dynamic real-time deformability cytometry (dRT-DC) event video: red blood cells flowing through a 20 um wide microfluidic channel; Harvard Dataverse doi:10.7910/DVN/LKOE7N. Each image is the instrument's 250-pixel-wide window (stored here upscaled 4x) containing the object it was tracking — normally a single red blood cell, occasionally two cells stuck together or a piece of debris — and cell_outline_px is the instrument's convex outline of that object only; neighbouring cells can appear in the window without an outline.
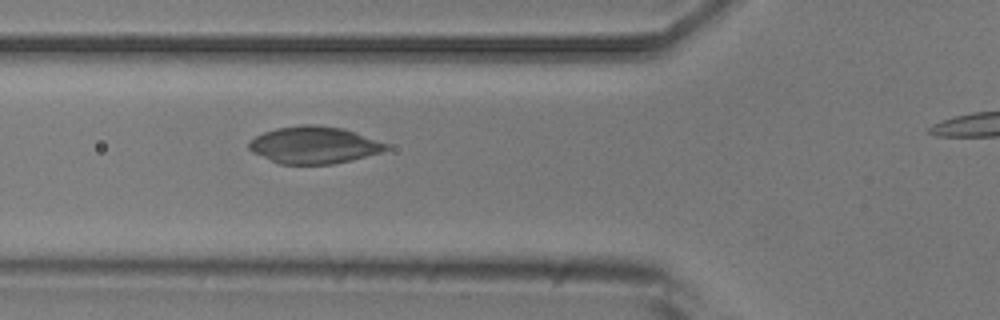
{"species": "common noctule bat (a hibernating species)", "species_latin": "Nyctalus noctula", "temperature_condition": "room temperature", "stored_images_in_passage": 5, "camera_frame_rate_fps": 3000, "um_per_image_px": 0.085, "animal": {"sex": "male", "body_mass_g": 20.5, "forearm_length_mm": 52.5}, "frame": {"image": 1, "passage_image": 4, "time_ms": 3.333, "image_size_px": [1000, 320], "cell_outline_px": [[388, 148], [380, 152], [352, 160], [332, 164], [280, 164], [252, 152], [248, 148], [248, 140], [264, 132], [276, 128], [300, 124], [312, 124], [344, 128], [388, 144]], "centroid_in_image_um": [26.65, 12.32], "position_along_channel_um": 99.1, "area_um2": 29.59}}